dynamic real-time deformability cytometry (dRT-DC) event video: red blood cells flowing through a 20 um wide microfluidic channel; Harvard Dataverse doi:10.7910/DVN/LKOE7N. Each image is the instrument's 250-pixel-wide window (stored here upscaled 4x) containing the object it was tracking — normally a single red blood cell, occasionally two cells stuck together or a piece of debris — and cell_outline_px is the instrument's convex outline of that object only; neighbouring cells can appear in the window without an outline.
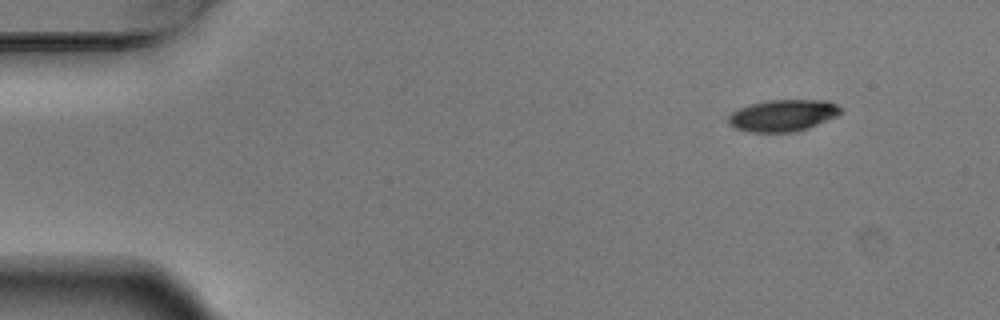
{"species": "Egyptian fruit bat (a non-hibernating species)", "species_latin": "Rousettus aegyptiacus", "temperature_condition": "warm", "stored_images_in_passage": 4, "camera_frame_rate_fps": 3000, "um_per_image_px": 0.085, "animal": {"sex": "male"}, "frame": {"image": 1, "passage_image": 1, "time_ms": 0.0, "image_size_px": [1000, 320], "cell_outline_px": [[840, 112], [836, 116], [816, 124], [792, 132], [748, 132], [736, 128], [728, 124], [728, 116], [732, 112], [748, 104], [768, 100], [828, 100], [836, 104], [840, 108]], "centroid_in_image_um": [66.49, 9.8], "position_along_channel_um": 18.5, "area_um2": 20.52}}
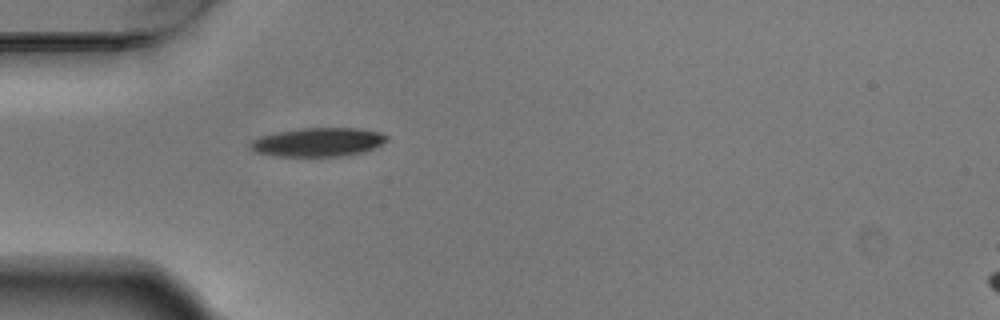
{"frame": {"image": 2, "passage_image": 4, "time_ms": 1.0, "image_size_px": [1000, 320], "cell_outline_px": [[388, 140], [364, 152], [344, 156], [276, 156], [256, 152], [248, 144], [252, 140], [260, 136], [276, 132], [300, 128], [356, 128], [380, 132], [388, 136]], "centroid_in_image_um": [27.03, 12.08], "position_along_channel_um": 58.0, "area_um2": 22.83}}